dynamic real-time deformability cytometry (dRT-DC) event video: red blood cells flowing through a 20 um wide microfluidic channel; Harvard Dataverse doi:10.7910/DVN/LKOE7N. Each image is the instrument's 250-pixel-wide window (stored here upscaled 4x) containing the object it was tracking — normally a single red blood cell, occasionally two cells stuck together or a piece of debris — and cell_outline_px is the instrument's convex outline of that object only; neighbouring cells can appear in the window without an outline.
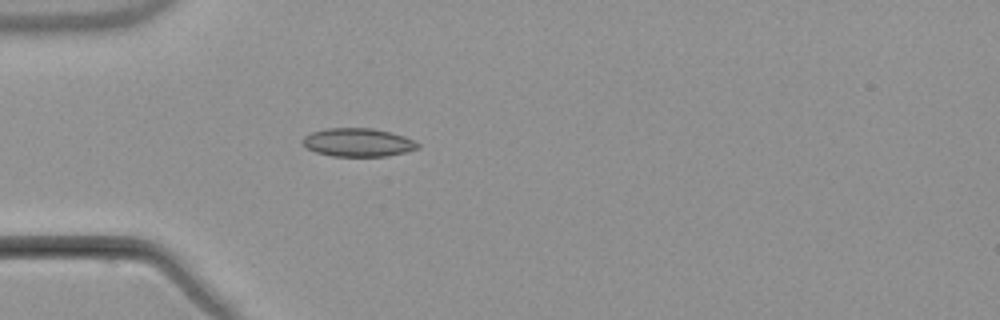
{"species": "common noctule bat (a hibernating species)", "species_latin": "Nyctalus noctula", "temperature_condition": "warm", "stored_images_in_passage": 5, "camera_frame_rate_fps": 3000, "um_per_image_px": 0.085, "animal": {"sex": "male", "body_mass_g": 21.5, "forearm_length_mm": 52.0}, "frame": {"image": 1, "passage_image": 5, "time_ms": 5.333, "image_size_px": [1000, 320], "cell_outline_px": [[420, 148], [404, 152], [384, 156], [332, 156], [316, 152], [304, 148], [300, 140], [304, 136], [312, 132], [328, 128], [372, 128], [392, 132], [404, 136], [420, 144]], "centroid_in_image_um": [30.39, 12.1], "position_along_channel_um": 54.6, "area_um2": 19.13}}